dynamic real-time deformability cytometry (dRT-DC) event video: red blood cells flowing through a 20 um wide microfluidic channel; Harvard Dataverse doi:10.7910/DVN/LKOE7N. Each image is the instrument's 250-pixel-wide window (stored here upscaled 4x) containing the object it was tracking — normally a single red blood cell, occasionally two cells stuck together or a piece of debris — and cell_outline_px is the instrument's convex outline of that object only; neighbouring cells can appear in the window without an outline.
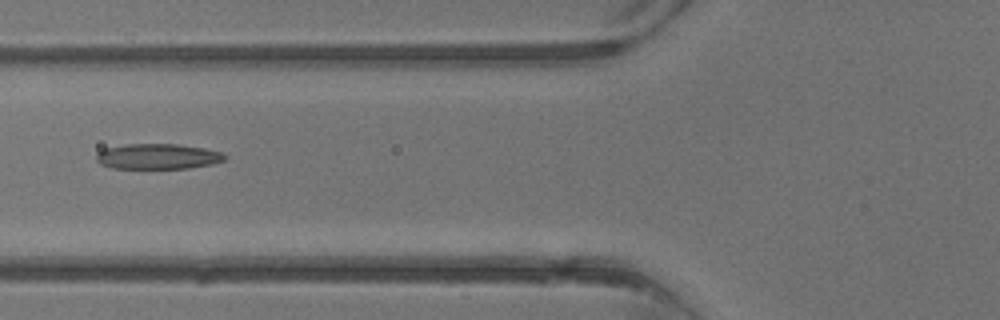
{"species": "common noctule bat (a hibernating species)", "species_latin": "Nyctalus noctula", "temperature_condition": "warm", "stored_images_in_passage": 5, "camera_frame_rate_fps": 3000, "um_per_image_px": 0.085, "animal": {"sex": "male", "body_mass_g": 13.3}, "frame": {"image": 1, "passage_image": 5, "time_ms": 4.667, "image_size_px": [1000, 320], "cell_outline_px": [[228, 156], [224, 160], [212, 164], [188, 168], [112, 168], [100, 164], [96, 160], [96, 156], [104, 148], [124, 144], [176, 144], [204, 148], [224, 152]], "centroid_in_image_um": [13.43, 13.29], "position_along_channel_um": 112.4, "area_um2": 19.07}}